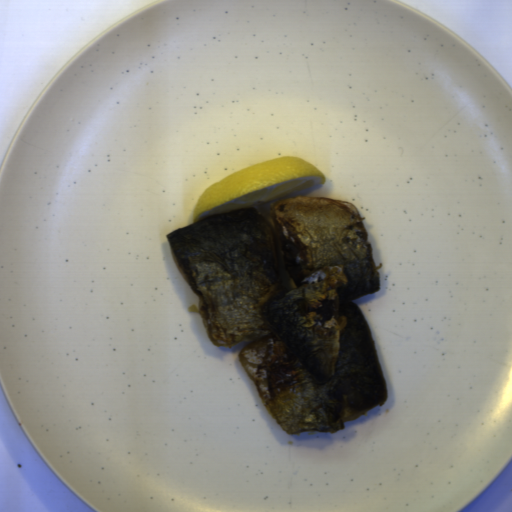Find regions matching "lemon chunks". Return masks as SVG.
I'll return each instance as SVG.
<instances>
[{"mask_svg":"<svg viewBox=\"0 0 512 512\" xmlns=\"http://www.w3.org/2000/svg\"><path fill=\"white\" fill-rule=\"evenodd\" d=\"M323 183L324 175L302 158L276 157L212 184L195 202L193 225L218 214L296 196Z\"/></svg>","mask_w":512,"mask_h":512,"instance_id":"lemon-chunks-1","label":"lemon chunks"}]
</instances>
